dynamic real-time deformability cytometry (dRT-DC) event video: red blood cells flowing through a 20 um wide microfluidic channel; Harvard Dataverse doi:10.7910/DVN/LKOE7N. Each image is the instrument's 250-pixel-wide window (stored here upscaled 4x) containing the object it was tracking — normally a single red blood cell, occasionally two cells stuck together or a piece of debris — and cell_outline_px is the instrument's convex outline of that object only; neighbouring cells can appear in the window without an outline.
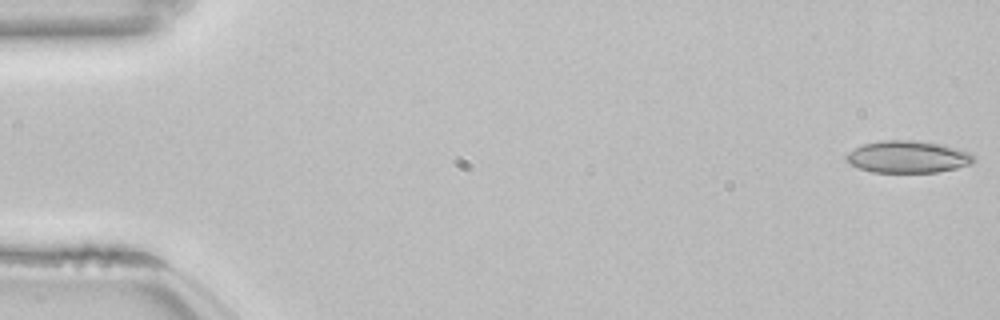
{"species": "common noctule bat (a hibernating species)", "species_latin": "Nyctalus noctula", "temperature_condition": "room temperature", "stored_images_in_passage": 53, "camera_frame_rate_fps": 3000, "um_per_image_px": 0.085, "animal": {"sex": "female", "body_mass_g": 22.7, "forearm_length_mm": 54.2}, "frame": {"image": 1, "passage_image": 1, "time_ms": 0.0, "image_size_px": [1000, 320], "cell_outline_px": [[976, 160], [972, 164], [956, 168], [936, 172], [872, 172], [848, 164], [844, 160], [844, 156], [848, 152], [864, 144], [884, 140], [916, 140], [944, 144], [968, 152], [976, 156]], "centroid_in_image_um": [77.17, 13.33], "position_along_channel_um": 7.8, "area_um2": 24.04}}
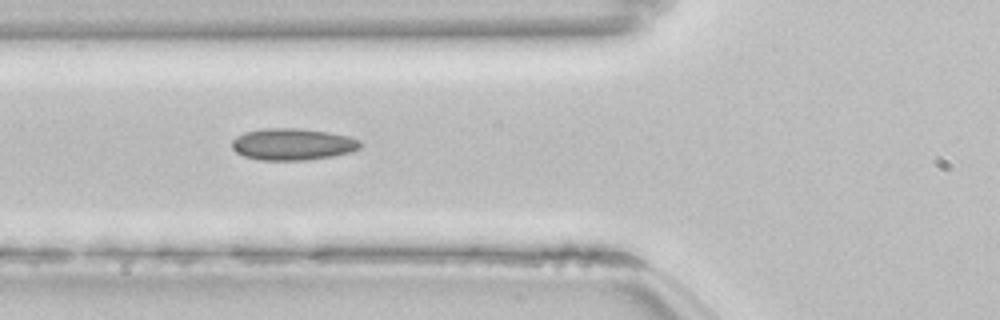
{"frame": {"image": 2, "passage_image": 20, "time_ms": 6.333, "image_size_px": [1000, 320], "cell_outline_px": [[364, 144], [360, 148], [352, 152], [332, 156], [304, 160], [260, 160], [244, 156], [236, 152], [232, 148], [232, 140], [236, 136], [244, 132], [264, 128], [296, 128], [328, 132], [348, 136], [360, 140]], "centroid_in_image_um": [24.88, 12.26], "position_along_channel_um": 100.9, "area_um2": 23.87}}
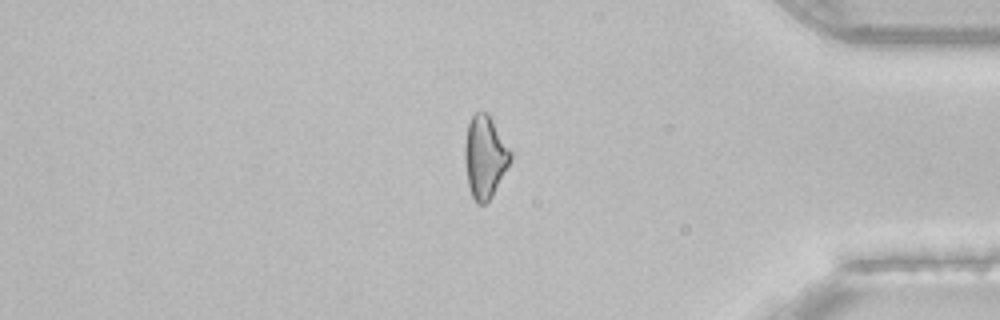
{"frame": {"image": 3, "passage_image": 45, "time_ms": 14.667, "image_size_px": [1000, 320], "cell_outline_px": [[512, 160], [492, 196], [484, 204], [476, 204], [468, 188], [464, 160], [464, 144], [468, 124], [472, 116], [476, 112], [488, 112], [512, 152]], "centroid_in_image_um": [41.21, 13.34], "position_along_channel_um": 394.0, "area_um2": 22.2}, "authors_computed_cell_mechanics": {"area_um2": 23.0044, "velocity_mm_per_s": 3.8549, "shape_relaxation_time_tau1_ms": null, "shape_relaxation_time_tau2_ms": 2.463, "deformation_change_tau1": null, "deformation_change_tau2": 0.1008}}